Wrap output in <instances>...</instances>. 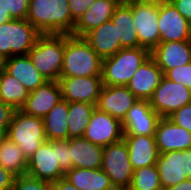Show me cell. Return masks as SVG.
Listing matches in <instances>:
<instances>
[{
    "label": "cell",
    "mask_w": 191,
    "mask_h": 190,
    "mask_svg": "<svg viewBox=\"0 0 191 190\" xmlns=\"http://www.w3.org/2000/svg\"><path fill=\"white\" fill-rule=\"evenodd\" d=\"M156 166L163 190L191 179V149L161 153Z\"/></svg>",
    "instance_id": "cell-10"
},
{
    "label": "cell",
    "mask_w": 191,
    "mask_h": 190,
    "mask_svg": "<svg viewBox=\"0 0 191 190\" xmlns=\"http://www.w3.org/2000/svg\"><path fill=\"white\" fill-rule=\"evenodd\" d=\"M15 175L0 166V190H12Z\"/></svg>",
    "instance_id": "cell-41"
},
{
    "label": "cell",
    "mask_w": 191,
    "mask_h": 190,
    "mask_svg": "<svg viewBox=\"0 0 191 190\" xmlns=\"http://www.w3.org/2000/svg\"><path fill=\"white\" fill-rule=\"evenodd\" d=\"M84 38L102 59L113 56L122 49L117 26L111 20L91 30Z\"/></svg>",
    "instance_id": "cell-24"
},
{
    "label": "cell",
    "mask_w": 191,
    "mask_h": 190,
    "mask_svg": "<svg viewBox=\"0 0 191 190\" xmlns=\"http://www.w3.org/2000/svg\"><path fill=\"white\" fill-rule=\"evenodd\" d=\"M101 169L117 190H127L130 187L134 170L124 139L104 147Z\"/></svg>",
    "instance_id": "cell-7"
},
{
    "label": "cell",
    "mask_w": 191,
    "mask_h": 190,
    "mask_svg": "<svg viewBox=\"0 0 191 190\" xmlns=\"http://www.w3.org/2000/svg\"><path fill=\"white\" fill-rule=\"evenodd\" d=\"M26 174L49 182L64 178L65 172L58 162V148L46 140L28 159Z\"/></svg>",
    "instance_id": "cell-11"
},
{
    "label": "cell",
    "mask_w": 191,
    "mask_h": 190,
    "mask_svg": "<svg viewBox=\"0 0 191 190\" xmlns=\"http://www.w3.org/2000/svg\"><path fill=\"white\" fill-rule=\"evenodd\" d=\"M83 137L104 148L123 139L122 122L95 107Z\"/></svg>",
    "instance_id": "cell-12"
},
{
    "label": "cell",
    "mask_w": 191,
    "mask_h": 190,
    "mask_svg": "<svg viewBox=\"0 0 191 190\" xmlns=\"http://www.w3.org/2000/svg\"><path fill=\"white\" fill-rule=\"evenodd\" d=\"M68 102L61 99L43 117L44 132L47 140H68L69 131L67 125Z\"/></svg>",
    "instance_id": "cell-28"
},
{
    "label": "cell",
    "mask_w": 191,
    "mask_h": 190,
    "mask_svg": "<svg viewBox=\"0 0 191 190\" xmlns=\"http://www.w3.org/2000/svg\"><path fill=\"white\" fill-rule=\"evenodd\" d=\"M158 27L160 42L191 40V23L169 0L159 2Z\"/></svg>",
    "instance_id": "cell-13"
},
{
    "label": "cell",
    "mask_w": 191,
    "mask_h": 190,
    "mask_svg": "<svg viewBox=\"0 0 191 190\" xmlns=\"http://www.w3.org/2000/svg\"><path fill=\"white\" fill-rule=\"evenodd\" d=\"M102 58L84 37L65 34V51L60 77L101 76Z\"/></svg>",
    "instance_id": "cell-2"
},
{
    "label": "cell",
    "mask_w": 191,
    "mask_h": 190,
    "mask_svg": "<svg viewBox=\"0 0 191 190\" xmlns=\"http://www.w3.org/2000/svg\"><path fill=\"white\" fill-rule=\"evenodd\" d=\"M52 183L27 174L15 176L12 190H51Z\"/></svg>",
    "instance_id": "cell-33"
},
{
    "label": "cell",
    "mask_w": 191,
    "mask_h": 190,
    "mask_svg": "<svg viewBox=\"0 0 191 190\" xmlns=\"http://www.w3.org/2000/svg\"><path fill=\"white\" fill-rule=\"evenodd\" d=\"M138 100L139 99L126 86L103 85L100 90L96 108L122 122L128 110Z\"/></svg>",
    "instance_id": "cell-16"
},
{
    "label": "cell",
    "mask_w": 191,
    "mask_h": 190,
    "mask_svg": "<svg viewBox=\"0 0 191 190\" xmlns=\"http://www.w3.org/2000/svg\"><path fill=\"white\" fill-rule=\"evenodd\" d=\"M131 166L133 170L156 165L159 151L156 146L155 136L124 135Z\"/></svg>",
    "instance_id": "cell-22"
},
{
    "label": "cell",
    "mask_w": 191,
    "mask_h": 190,
    "mask_svg": "<svg viewBox=\"0 0 191 190\" xmlns=\"http://www.w3.org/2000/svg\"><path fill=\"white\" fill-rule=\"evenodd\" d=\"M28 160L22 150L5 137L0 142V166L10 171L15 176L25 175L27 171Z\"/></svg>",
    "instance_id": "cell-30"
},
{
    "label": "cell",
    "mask_w": 191,
    "mask_h": 190,
    "mask_svg": "<svg viewBox=\"0 0 191 190\" xmlns=\"http://www.w3.org/2000/svg\"><path fill=\"white\" fill-rule=\"evenodd\" d=\"M163 71L150 56L135 72L126 87L139 99L150 100L160 85Z\"/></svg>",
    "instance_id": "cell-18"
},
{
    "label": "cell",
    "mask_w": 191,
    "mask_h": 190,
    "mask_svg": "<svg viewBox=\"0 0 191 190\" xmlns=\"http://www.w3.org/2000/svg\"><path fill=\"white\" fill-rule=\"evenodd\" d=\"M62 99L58 81H46L43 85L30 92L20 109L23 113L43 118Z\"/></svg>",
    "instance_id": "cell-17"
},
{
    "label": "cell",
    "mask_w": 191,
    "mask_h": 190,
    "mask_svg": "<svg viewBox=\"0 0 191 190\" xmlns=\"http://www.w3.org/2000/svg\"><path fill=\"white\" fill-rule=\"evenodd\" d=\"M12 18L8 10V0H0V25L10 21Z\"/></svg>",
    "instance_id": "cell-43"
},
{
    "label": "cell",
    "mask_w": 191,
    "mask_h": 190,
    "mask_svg": "<svg viewBox=\"0 0 191 190\" xmlns=\"http://www.w3.org/2000/svg\"><path fill=\"white\" fill-rule=\"evenodd\" d=\"M177 11L191 23V0H169Z\"/></svg>",
    "instance_id": "cell-40"
},
{
    "label": "cell",
    "mask_w": 191,
    "mask_h": 190,
    "mask_svg": "<svg viewBox=\"0 0 191 190\" xmlns=\"http://www.w3.org/2000/svg\"><path fill=\"white\" fill-rule=\"evenodd\" d=\"M64 51L65 34H45L37 38L28 56L48 81H59Z\"/></svg>",
    "instance_id": "cell-4"
},
{
    "label": "cell",
    "mask_w": 191,
    "mask_h": 190,
    "mask_svg": "<svg viewBox=\"0 0 191 190\" xmlns=\"http://www.w3.org/2000/svg\"><path fill=\"white\" fill-rule=\"evenodd\" d=\"M8 127H0V142L6 137Z\"/></svg>",
    "instance_id": "cell-45"
},
{
    "label": "cell",
    "mask_w": 191,
    "mask_h": 190,
    "mask_svg": "<svg viewBox=\"0 0 191 190\" xmlns=\"http://www.w3.org/2000/svg\"><path fill=\"white\" fill-rule=\"evenodd\" d=\"M124 2H160L163 0H122Z\"/></svg>",
    "instance_id": "cell-46"
},
{
    "label": "cell",
    "mask_w": 191,
    "mask_h": 190,
    "mask_svg": "<svg viewBox=\"0 0 191 190\" xmlns=\"http://www.w3.org/2000/svg\"><path fill=\"white\" fill-rule=\"evenodd\" d=\"M6 137L18 145L27 160L46 141L43 118L16 110L8 126Z\"/></svg>",
    "instance_id": "cell-6"
},
{
    "label": "cell",
    "mask_w": 191,
    "mask_h": 190,
    "mask_svg": "<svg viewBox=\"0 0 191 190\" xmlns=\"http://www.w3.org/2000/svg\"><path fill=\"white\" fill-rule=\"evenodd\" d=\"M166 190H191V179H186Z\"/></svg>",
    "instance_id": "cell-44"
},
{
    "label": "cell",
    "mask_w": 191,
    "mask_h": 190,
    "mask_svg": "<svg viewBox=\"0 0 191 190\" xmlns=\"http://www.w3.org/2000/svg\"><path fill=\"white\" fill-rule=\"evenodd\" d=\"M110 20L117 26L121 48L139 47V38L133 21L132 2L121 1Z\"/></svg>",
    "instance_id": "cell-27"
},
{
    "label": "cell",
    "mask_w": 191,
    "mask_h": 190,
    "mask_svg": "<svg viewBox=\"0 0 191 190\" xmlns=\"http://www.w3.org/2000/svg\"><path fill=\"white\" fill-rule=\"evenodd\" d=\"M122 0H96L78 19L71 35L85 37L91 30L107 22Z\"/></svg>",
    "instance_id": "cell-21"
},
{
    "label": "cell",
    "mask_w": 191,
    "mask_h": 190,
    "mask_svg": "<svg viewBox=\"0 0 191 190\" xmlns=\"http://www.w3.org/2000/svg\"><path fill=\"white\" fill-rule=\"evenodd\" d=\"M96 105L86 102L68 103L67 125L69 139L83 137Z\"/></svg>",
    "instance_id": "cell-31"
},
{
    "label": "cell",
    "mask_w": 191,
    "mask_h": 190,
    "mask_svg": "<svg viewBox=\"0 0 191 190\" xmlns=\"http://www.w3.org/2000/svg\"><path fill=\"white\" fill-rule=\"evenodd\" d=\"M127 190H163L157 166L134 170L131 185Z\"/></svg>",
    "instance_id": "cell-32"
},
{
    "label": "cell",
    "mask_w": 191,
    "mask_h": 190,
    "mask_svg": "<svg viewBox=\"0 0 191 190\" xmlns=\"http://www.w3.org/2000/svg\"><path fill=\"white\" fill-rule=\"evenodd\" d=\"M62 99L96 105L103 86L101 76L60 77Z\"/></svg>",
    "instance_id": "cell-14"
},
{
    "label": "cell",
    "mask_w": 191,
    "mask_h": 190,
    "mask_svg": "<svg viewBox=\"0 0 191 190\" xmlns=\"http://www.w3.org/2000/svg\"><path fill=\"white\" fill-rule=\"evenodd\" d=\"M151 56L144 47L122 48L113 56L102 59V84L126 86L136 70Z\"/></svg>",
    "instance_id": "cell-3"
},
{
    "label": "cell",
    "mask_w": 191,
    "mask_h": 190,
    "mask_svg": "<svg viewBox=\"0 0 191 190\" xmlns=\"http://www.w3.org/2000/svg\"><path fill=\"white\" fill-rule=\"evenodd\" d=\"M159 2H132L133 21L139 47L152 51L160 43L158 27Z\"/></svg>",
    "instance_id": "cell-9"
},
{
    "label": "cell",
    "mask_w": 191,
    "mask_h": 190,
    "mask_svg": "<svg viewBox=\"0 0 191 190\" xmlns=\"http://www.w3.org/2000/svg\"><path fill=\"white\" fill-rule=\"evenodd\" d=\"M30 91L27 90L15 77L0 69V101L20 110Z\"/></svg>",
    "instance_id": "cell-29"
},
{
    "label": "cell",
    "mask_w": 191,
    "mask_h": 190,
    "mask_svg": "<svg viewBox=\"0 0 191 190\" xmlns=\"http://www.w3.org/2000/svg\"><path fill=\"white\" fill-rule=\"evenodd\" d=\"M159 154L191 149V132L176 125L167 117H161L155 132Z\"/></svg>",
    "instance_id": "cell-19"
},
{
    "label": "cell",
    "mask_w": 191,
    "mask_h": 190,
    "mask_svg": "<svg viewBox=\"0 0 191 190\" xmlns=\"http://www.w3.org/2000/svg\"><path fill=\"white\" fill-rule=\"evenodd\" d=\"M30 0H8V10L12 19H26Z\"/></svg>",
    "instance_id": "cell-37"
},
{
    "label": "cell",
    "mask_w": 191,
    "mask_h": 190,
    "mask_svg": "<svg viewBox=\"0 0 191 190\" xmlns=\"http://www.w3.org/2000/svg\"><path fill=\"white\" fill-rule=\"evenodd\" d=\"M2 68V61L0 60V69Z\"/></svg>",
    "instance_id": "cell-47"
},
{
    "label": "cell",
    "mask_w": 191,
    "mask_h": 190,
    "mask_svg": "<svg viewBox=\"0 0 191 190\" xmlns=\"http://www.w3.org/2000/svg\"><path fill=\"white\" fill-rule=\"evenodd\" d=\"M64 178L78 190H117L101 168H72L65 173Z\"/></svg>",
    "instance_id": "cell-26"
},
{
    "label": "cell",
    "mask_w": 191,
    "mask_h": 190,
    "mask_svg": "<svg viewBox=\"0 0 191 190\" xmlns=\"http://www.w3.org/2000/svg\"><path fill=\"white\" fill-rule=\"evenodd\" d=\"M96 0H68V6L72 19L77 22L78 19L88 10Z\"/></svg>",
    "instance_id": "cell-38"
},
{
    "label": "cell",
    "mask_w": 191,
    "mask_h": 190,
    "mask_svg": "<svg viewBox=\"0 0 191 190\" xmlns=\"http://www.w3.org/2000/svg\"><path fill=\"white\" fill-rule=\"evenodd\" d=\"M2 68L27 90L34 91L48 81L33 65L28 55L12 56L2 61Z\"/></svg>",
    "instance_id": "cell-23"
},
{
    "label": "cell",
    "mask_w": 191,
    "mask_h": 190,
    "mask_svg": "<svg viewBox=\"0 0 191 190\" xmlns=\"http://www.w3.org/2000/svg\"><path fill=\"white\" fill-rule=\"evenodd\" d=\"M58 148V162L60 168L66 173L73 168V162L70 160V147L68 140H52L51 141Z\"/></svg>",
    "instance_id": "cell-35"
},
{
    "label": "cell",
    "mask_w": 191,
    "mask_h": 190,
    "mask_svg": "<svg viewBox=\"0 0 191 190\" xmlns=\"http://www.w3.org/2000/svg\"><path fill=\"white\" fill-rule=\"evenodd\" d=\"M70 160L73 168L100 169L104 148L93 144L84 137L70 138Z\"/></svg>",
    "instance_id": "cell-25"
},
{
    "label": "cell",
    "mask_w": 191,
    "mask_h": 190,
    "mask_svg": "<svg viewBox=\"0 0 191 190\" xmlns=\"http://www.w3.org/2000/svg\"><path fill=\"white\" fill-rule=\"evenodd\" d=\"M164 76L174 82L185 85L191 90V63L167 70Z\"/></svg>",
    "instance_id": "cell-34"
},
{
    "label": "cell",
    "mask_w": 191,
    "mask_h": 190,
    "mask_svg": "<svg viewBox=\"0 0 191 190\" xmlns=\"http://www.w3.org/2000/svg\"><path fill=\"white\" fill-rule=\"evenodd\" d=\"M160 119L148 100H138L122 121L124 135L155 136Z\"/></svg>",
    "instance_id": "cell-15"
},
{
    "label": "cell",
    "mask_w": 191,
    "mask_h": 190,
    "mask_svg": "<svg viewBox=\"0 0 191 190\" xmlns=\"http://www.w3.org/2000/svg\"><path fill=\"white\" fill-rule=\"evenodd\" d=\"M41 34L27 19H11L0 25V60L28 55Z\"/></svg>",
    "instance_id": "cell-5"
},
{
    "label": "cell",
    "mask_w": 191,
    "mask_h": 190,
    "mask_svg": "<svg viewBox=\"0 0 191 190\" xmlns=\"http://www.w3.org/2000/svg\"><path fill=\"white\" fill-rule=\"evenodd\" d=\"M149 102L160 117H168L182 106L191 103V90L163 76Z\"/></svg>",
    "instance_id": "cell-8"
},
{
    "label": "cell",
    "mask_w": 191,
    "mask_h": 190,
    "mask_svg": "<svg viewBox=\"0 0 191 190\" xmlns=\"http://www.w3.org/2000/svg\"><path fill=\"white\" fill-rule=\"evenodd\" d=\"M51 190H78L65 178H61L55 182H52Z\"/></svg>",
    "instance_id": "cell-42"
},
{
    "label": "cell",
    "mask_w": 191,
    "mask_h": 190,
    "mask_svg": "<svg viewBox=\"0 0 191 190\" xmlns=\"http://www.w3.org/2000/svg\"><path fill=\"white\" fill-rule=\"evenodd\" d=\"M151 57L163 73L178 66L191 63V40L160 42Z\"/></svg>",
    "instance_id": "cell-20"
},
{
    "label": "cell",
    "mask_w": 191,
    "mask_h": 190,
    "mask_svg": "<svg viewBox=\"0 0 191 190\" xmlns=\"http://www.w3.org/2000/svg\"><path fill=\"white\" fill-rule=\"evenodd\" d=\"M15 109L0 101V127H8L12 121Z\"/></svg>",
    "instance_id": "cell-39"
},
{
    "label": "cell",
    "mask_w": 191,
    "mask_h": 190,
    "mask_svg": "<svg viewBox=\"0 0 191 190\" xmlns=\"http://www.w3.org/2000/svg\"><path fill=\"white\" fill-rule=\"evenodd\" d=\"M26 19L41 35L72 34L76 24L68 0H30Z\"/></svg>",
    "instance_id": "cell-1"
},
{
    "label": "cell",
    "mask_w": 191,
    "mask_h": 190,
    "mask_svg": "<svg viewBox=\"0 0 191 190\" xmlns=\"http://www.w3.org/2000/svg\"><path fill=\"white\" fill-rule=\"evenodd\" d=\"M173 123L191 132V103L182 106L167 117Z\"/></svg>",
    "instance_id": "cell-36"
}]
</instances>
